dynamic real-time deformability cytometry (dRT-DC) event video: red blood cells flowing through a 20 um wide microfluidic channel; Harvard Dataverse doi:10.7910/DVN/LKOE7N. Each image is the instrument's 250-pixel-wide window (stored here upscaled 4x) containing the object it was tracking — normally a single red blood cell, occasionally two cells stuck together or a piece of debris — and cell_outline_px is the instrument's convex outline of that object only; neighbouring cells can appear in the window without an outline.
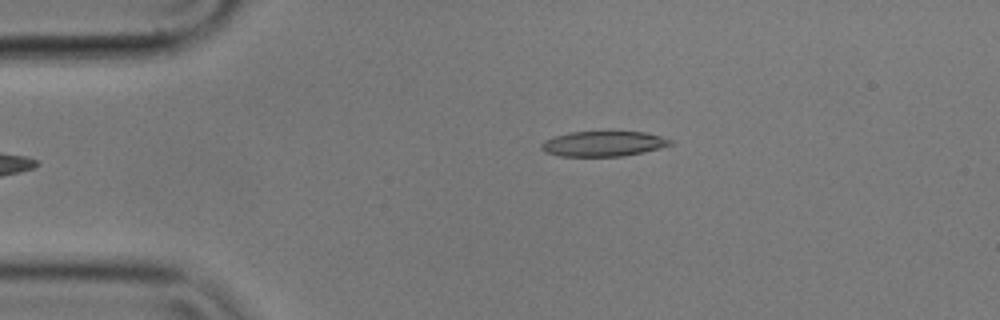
{"species": "common noctule bat (a hibernating species)", "species_latin": "Nyctalus noctula", "temperature_condition": "cold", "stored_images_in_passage": 3, "camera_frame_rate_fps": 3000, "um_per_image_px": 0.085, "animal": {"sex": "male", "body_mass_g": 17.9}, "frame": {"image": 1, "passage_image": 3, "time_ms": 0.667, "image_size_px": [1000, 320], "cell_outline_px": [[672, 144], [660, 148], [644, 152], [624, 156], [560, 156], [544, 152], [540, 148], [540, 144], [544, 140], [556, 136], [572, 132], [644, 132], [660, 136], [672, 140]], "centroid_in_image_um": [51.27, 12.23], "position_along_channel_um": 33.7, "area_um2": 18.84}}